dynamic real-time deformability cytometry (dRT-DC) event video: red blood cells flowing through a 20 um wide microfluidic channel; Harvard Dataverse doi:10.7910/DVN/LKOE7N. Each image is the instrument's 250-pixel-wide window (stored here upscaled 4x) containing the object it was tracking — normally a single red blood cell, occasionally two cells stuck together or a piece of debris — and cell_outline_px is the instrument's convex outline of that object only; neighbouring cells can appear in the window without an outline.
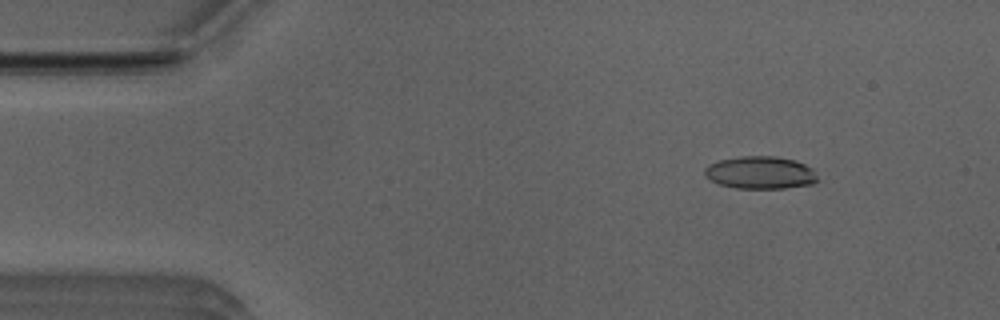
{"species": "Egyptian fruit bat (a non-hibernating species)", "species_latin": "Rousettus aegyptiacus", "temperature_condition": "room temperature", "stored_images_in_passage": 51, "camera_frame_rate_fps": 3000, "um_per_image_px": 0.085, "animal": {"sex": "male"}, "frame": {"image": 1, "passage_image": 6, "time_ms": 1.667, "image_size_px": [1000, 320], "cell_outline_px": [[820, 180], [812, 184], [784, 188], [736, 188], [720, 184], [708, 180], [704, 176], [704, 168], [708, 164], [720, 160], [740, 156], [776, 156], [796, 160], [812, 168]], "centroid_in_image_um": [64.62, 14.67], "position_along_channel_um": 20.4, "area_um2": 21.68}}
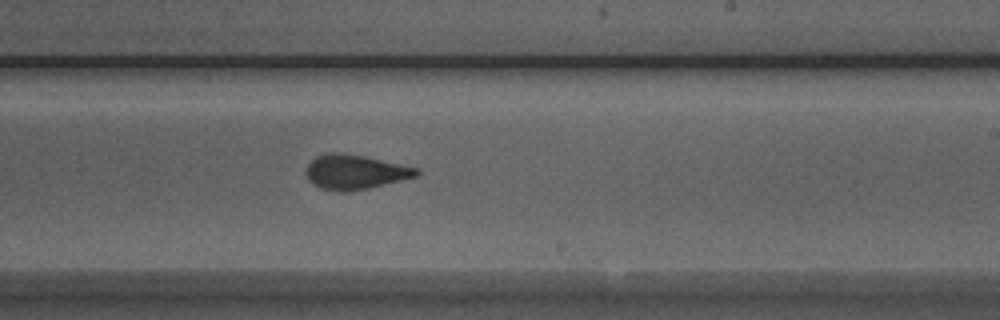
{"frame": {"image": 2, "passage_image": 30, "time_ms": 9.667, "image_size_px": [1000, 320], "cell_outline_px": [[420, 172], [416, 176], [368, 188], [348, 192], [340, 192], [320, 188], [312, 184], [308, 180], [304, 172], [308, 164], [316, 156], [328, 152], [340, 152], [364, 156], [420, 168]], "centroid_in_image_um": [30.13, 14.61], "position_along_channel_um": 258.9, "area_um2": 22.37}}
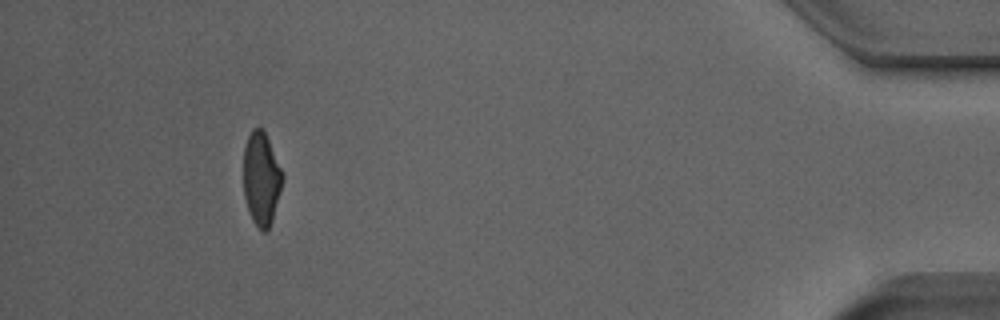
{"frame": {"image": 3, "passage_image": 47, "time_ms": 15.333, "image_size_px": [1000, 320], "cell_outline_px": [[284, 180], [272, 220], [268, 228], [264, 232], [260, 232], [252, 220], [244, 196], [244, 148], [248, 136], [252, 128], [260, 128], [264, 132], [268, 140], [284, 176]], "centroid_in_image_um": [22.21, 15.22], "position_along_channel_um": 413.0, "area_um2": 20.98}, "authors_computed_cell_mechanics": {"area_um2": 22.253, "velocity_mm_per_s": 3.9554, "shape_relaxation_time_tau1_ms": 6.2077, "shape_relaxation_time_tau2_ms": 1.0727, "deformation_change_tau1": 0.202, "deformation_change_tau2": 0.0771}}